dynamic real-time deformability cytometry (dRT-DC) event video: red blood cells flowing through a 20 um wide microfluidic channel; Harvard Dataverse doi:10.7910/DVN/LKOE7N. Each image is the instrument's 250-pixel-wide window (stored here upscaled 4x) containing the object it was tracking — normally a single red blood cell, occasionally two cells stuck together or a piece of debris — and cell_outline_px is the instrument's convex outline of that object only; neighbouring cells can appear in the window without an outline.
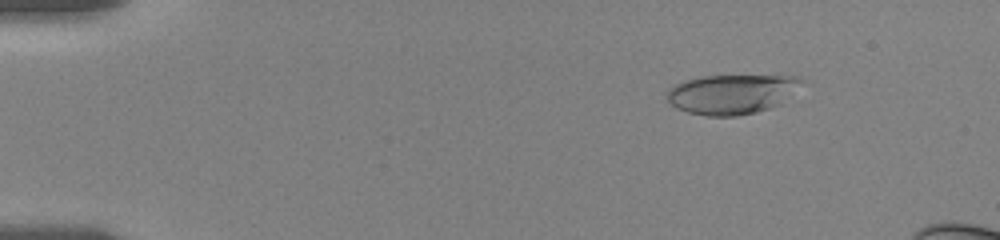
{"species": "human", "species_latin": "Homo sapiens", "temperature_condition": "room temperature", "stored_images_in_passage": 27, "camera_frame_rate_fps": 3000, "um_per_image_px": 0.085, "donor": {"sex": "female"}, "frame": {"image": 1, "passage_image": 9, "time_ms": 2.333, "image_size_px": [1000, 240], "cell_outline_px": [[808, 80], [780, 104], [756, 112], [736, 116], [708, 116], [688, 112], [676, 108], [664, 96], [668, 88], [684, 80], [700, 76], [796, 76]], "centroid_in_image_um": [62.2, 7.99], "position_along_channel_um": 22.8, "area_um2": 31.27}}